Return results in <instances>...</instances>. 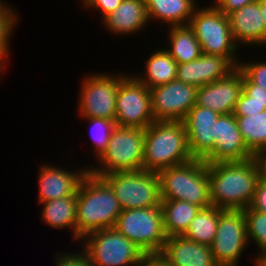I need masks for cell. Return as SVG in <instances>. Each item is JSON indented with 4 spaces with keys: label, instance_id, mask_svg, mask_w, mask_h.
Returning <instances> with one entry per match:
<instances>
[{
    "label": "cell",
    "instance_id": "cell-4",
    "mask_svg": "<svg viewBox=\"0 0 266 266\" xmlns=\"http://www.w3.org/2000/svg\"><path fill=\"white\" fill-rule=\"evenodd\" d=\"M158 174L161 200H182L200 208L211 205L208 165L205 160L192 159L162 169Z\"/></svg>",
    "mask_w": 266,
    "mask_h": 266
},
{
    "label": "cell",
    "instance_id": "cell-38",
    "mask_svg": "<svg viewBox=\"0 0 266 266\" xmlns=\"http://www.w3.org/2000/svg\"><path fill=\"white\" fill-rule=\"evenodd\" d=\"M249 207L266 214V179L261 176L257 182L256 191Z\"/></svg>",
    "mask_w": 266,
    "mask_h": 266
},
{
    "label": "cell",
    "instance_id": "cell-16",
    "mask_svg": "<svg viewBox=\"0 0 266 266\" xmlns=\"http://www.w3.org/2000/svg\"><path fill=\"white\" fill-rule=\"evenodd\" d=\"M252 157L255 155L246 147L233 113L220 115L217 119L214 151L205 162L243 161Z\"/></svg>",
    "mask_w": 266,
    "mask_h": 266
},
{
    "label": "cell",
    "instance_id": "cell-34",
    "mask_svg": "<svg viewBox=\"0 0 266 266\" xmlns=\"http://www.w3.org/2000/svg\"><path fill=\"white\" fill-rule=\"evenodd\" d=\"M55 266H93L88 253L83 249L79 253H62L56 255Z\"/></svg>",
    "mask_w": 266,
    "mask_h": 266
},
{
    "label": "cell",
    "instance_id": "cell-18",
    "mask_svg": "<svg viewBox=\"0 0 266 266\" xmlns=\"http://www.w3.org/2000/svg\"><path fill=\"white\" fill-rule=\"evenodd\" d=\"M234 42L240 46H266V25L260 13L259 0L244 5L228 15Z\"/></svg>",
    "mask_w": 266,
    "mask_h": 266
},
{
    "label": "cell",
    "instance_id": "cell-28",
    "mask_svg": "<svg viewBox=\"0 0 266 266\" xmlns=\"http://www.w3.org/2000/svg\"><path fill=\"white\" fill-rule=\"evenodd\" d=\"M235 68L224 56L202 53L196 59L197 87L220 80Z\"/></svg>",
    "mask_w": 266,
    "mask_h": 266
},
{
    "label": "cell",
    "instance_id": "cell-17",
    "mask_svg": "<svg viewBox=\"0 0 266 266\" xmlns=\"http://www.w3.org/2000/svg\"><path fill=\"white\" fill-rule=\"evenodd\" d=\"M50 164H41L39 169L38 203L73 196L77 193L83 177L88 173V167L75 172ZM65 169V170H64Z\"/></svg>",
    "mask_w": 266,
    "mask_h": 266
},
{
    "label": "cell",
    "instance_id": "cell-27",
    "mask_svg": "<svg viewBox=\"0 0 266 266\" xmlns=\"http://www.w3.org/2000/svg\"><path fill=\"white\" fill-rule=\"evenodd\" d=\"M246 147L256 155L266 149V110L249 116H235Z\"/></svg>",
    "mask_w": 266,
    "mask_h": 266
},
{
    "label": "cell",
    "instance_id": "cell-7",
    "mask_svg": "<svg viewBox=\"0 0 266 266\" xmlns=\"http://www.w3.org/2000/svg\"><path fill=\"white\" fill-rule=\"evenodd\" d=\"M122 210L161 206L160 179L148 170L116 171L103 175Z\"/></svg>",
    "mask_w": 266,
    "mask_h": 266
},
{
    "label": "cell",
    "instance_id": "cell-8",
    "mask_svg": "<svg viewBox=\"0 0 266 266\" xmlns=\"http://www.w3.org/2000/svg\"><path fill=\"white\" fill-rule=\"evenodd\" d=\"M114 228L145 254L161 252L168 238L161 206L123 210Z\"/></svg>",
    "mask_w": 266,
    "mask_h": 266
},
{
    "label": "cell",
    "instance_id": "cell-22",
    "mask_svg": "<svg viewBox=\"0 0 266 266\" xmlns=\"http://www.w3.org/2000/svg\"><path fill=\"white\" fill-rule=\"evenodd\" d=\"M41 203H43L42 221L55 229H72V239L77 240V193Z\"/></svg>",
    "mask_w": 266,
    "mask_h": 266
},
{
    "label": "cell",
    "instance_id": "cell-6",
    "mask_svg": "<svg viewBox=\"0 0 266 266\" xmlns=\"http://www.w3.org/2000/svg\"><path fill=\"white\" fill-rule=\"evenodd\" d=\"M144 140L145 129L116 126L106 150L97 159L99 168L90 166L89 172L102 177L116 171L143 169Z\"/></svg>",
    "mask_w": 266,
    "mask_h": 266
},
{
    "label": "cell",
    "instance_id": "cell-15",
    "mask_svg": "<svg viewBox=\"0 0 266 266\" xmlns=\"http://www.w3.org/2000/svg\"><path fill=\"white\" fill-rule=\"evenodd\" d=\"M243 91L242 71L236 67L224 78L198 87L195 105L220 115L233 113Z\"/></svg>",
    "mask_w": 266,
    "mask_h": 266
},
{
    "label": "cell",
    "instance_id": "cell-39",
    "mask_svg": "<svg viewBox=\"0 0 266 266\" xmlns=\"http://www.w3.org/2000/svg\"><path fill=\"white\" fill-rule=\"evenodd\" d=\"M256 0H214L215 6L225 15L240 9L244 5L254 3Z\"/></svg>",
    "mask_w": 266,
    "mask_h": 266
},
{
    "label": "cell",
    "instance_id": "cell-41",
    "mask_svg": "<svg viewBox=\"0 0 266 266\" xmlns=\"http://www.w3.org/2000/svg\"><path fill=\"white\" fill-rule=\"evenodd\" d=\"M255 158L259 165L260 176L266 179V149L259 151Z\"/></svg>",
    "mask_w": 266,
    "mask_h": 266
},
{
    "label": "cell",
    "instance_id": "cell-24",
    "mask_svg": "<svg viewBox=\"0 0 266 266\" xmlns=\"http://www.w3.org/2000/svg\"><path fill=\"white\" fill-rule=\"evenodd\" d=\"M200 209L199 206L182 200H161L167 236L183 235Z\"/></svg>",
    "mask_w": 266,
    "mask_h": 266
},
{
    "label": "cell",
    "instance_id": "cell-29",
    "mask_svg": "<svg viewBox=\"0 0 266 266\" xmlns=\"http://www.w3.org/2000/svg\"><path fill=\"white\" fill-rule=\"evenodd\" d=\"M246 219L247 239L259 249V253L266 252V214L247 207L243 210Z\"/></svg>",
    "mask_w": 266,
    "mask_h": 266
},
{
    "label": "cell",
    "instance_id": "cell-30",
    "mask_svg": "<svg viewBox=\"0 0 266 266\" xmlns=\"http://www.w3.org/2000/svg\"><path fill=\"white\" fill-rule=\"evenodd\" d=\"M91 124V139L93 140L94 154L96 159L99 158L106 150L111 133L116 127L115 120L105 118H84Z\"/></svg>",
    "mask_w": 266,
    "mask_h": 266
},
{
    "label": "cell",
    "instance_id": "cell-12",
    "mask_svg": "<svg viewBox=\"0 0 266 266\" xmlns=\"http://www.w3.org/2000/svg\"><path fill=\"white\" fill-rule=\"evenodd\" d=\"M249 246L243 210H223L210 248L219 266H237Z\"/></svg>",
    "mask_w": 266,
    "mask_h": 266
},
{
    "label": "cell",
    "instance_id": "cell-1",
    "mask_svg": "<svg viewBox=\"0 0 266 266\" xmlns=\"http://www.w3.org/2000/svg\"><path fill=\"white\" fill-rule=\"evenodd\" d=\"M207 165L211 205L224 210H244L250 206L260 177L255 157Z\"/></svg>",
    "mask_w": 266,
    "mask_h": 266
},
{
    "label": "cell",
    "instance_id": "cell-36",
    "mask_svg": "<svg viewBox=\"0 0 266 266\" xmlns=\"http://www.w3.org/2000/svg\"><path fill=\"white\" fill-rule=\"evenodd\" d=\"M82 1V0H81ZM123 0H83L85 8H91V10L101 11L103 20L107 15L113 12L117 7L120 6Z\"/></svg>",
    "mask_w": 266,
    "mask_h": 266
},
{
    "label": "cell",
    "instance_id": "cell-3",
    "mask_svg": "<svg viewBox=\"0 0 266 266\" xmlns=\"http://www.w3.org/2000/svg\"><path fill=\"white\" fill-rule=\"evenodd\" d=\"M192 159L182 121H155L145 129L143 170L158 173Z\"/></svg>",
    "mask_w": 266,
    "mask_h": 266
},
{
    "label": "cell",
    "instance_id": "cell-42",
    "mask_svg": "<svg viewBox=\"0 0 266 266\" xmlns=\"http://www.w3.org/2000/svg\"><path fill=\"white\" fill-rule=\"evenodd\" d=\"M255 266H266V252L259 253L255 260H254Z\"/></svg>",
    "mask_w": 266,
    "mask_h": 266
},
{
    "label": "cell",
    "instance_id": "cell-40",
    "mask_svg": "<svg viewBox=\"0 0 266 266\" xmlns=\"http://www.w3.org/2000/svg\"><path fill=\"white\" fill-rule=\"evenodd\" d=\"M141 266H175L160 252L145 254Z\"/></svg>",
    "mask_w": 266,
    "mask_h": 266
},
{
    "label": "cell",
    "instance_id": "cell-23",
    "mask_svg": "<svg viewBox=\"0 0 266 266\" xmlns=\"http://www.w3.org/2000/svg\"><path fill=\"white\" fill-rule=\"evenodd\" d=\"M177 62L162 48L152 53L146 61L144 75H133L149 89L176 80Z\"/></svg>",
    "mask_w": 266,
    "mask_h": 266
},
{
    "label": "cell",
    "instance_id": "cell-26",
    "mask_svg": "<svg viewBox=\"0 0 266 266\" xmlns=\"http://www.w3.org/2000/svg\"><path fill=\"white\" fill-rule=\"evenodd\" d=\"M223 210L213 205L201 208L183 236L199 244L210 246L215 239L219 216Z\"/></svg>",
    "mask_w": 266,
    "mask_h": 266
},
{
    "label": "cell",
    "instance_id": "cell-11",
    "mask_svg": "<svg viewBox=\"0 0 266 266\" xmlns=\"http://www.w3.org/2000/svg\"><path fill=\"white\" fill-rule=\"evenodd\" d=\"M115 106L116 126L146 129L155 122L151 110L150 89L131 74L121 80Z\"/></svg>",
    "mask_w": 266,
    "mask_h": 266
},
{
    "label": "cell",
    "instance_id": "cell-25",
    "mask_svg": "<svg viewBox=\"0 0 266 266\" xmlns=\"http://www.w3.org/2000/svg\"><path fill=\"white\" fill-rule=\"evenodd\" d=\"M169 29V44L164 48L177 62L183 64L197 59L202 54V49L193 30L188 25L171 26Z\"/></svg>",
    "mask_w": 266,
    "mask_h": 266
},
{
    "label": "cell",
    "instance_id": "cell-33",
    "mask_svg": "<svg viewBox=\"0 0 266 266\" xmlns=\"http://www.w3.org/2000/svg\"><path fill=\"white\" fill-rule=\"evenodd\" d=\"M266 110V104H256L243 91L233 111L234 116H251Z\"/></svg>",
    "mask_w": 266,
    "mask_h": 266
},
{
    "label": "cell",
    "instance_id": "cell-10",
    "mask_svg": "<svg viewBox=\"0 0 266 266\" xmlns=\"http://www.w3.org/2000/svg\"><path fill=\"white\" fill-rule=\"evenodd\" d=\"M124 73L111 75L94 73L81 80L79 114L83 118H105L115 120L116 95Z\"/></svg>",
    "mask_w": 266,
    "mask_h": 266
},
{
    "label": "cell",
    "instance_id": "cell-13",
    "mask_svg": "<svg viewBox=\"0 0 266 266\" xmlns=\"http://www.w3.org/2000/svg\"><path fill=\"white\" fill-rule=\"evenodd\" d=\"M198 87L173 80L150 89L155 121H183L196 103Z\"/></svg>",
    "mask_w": 266,
    "mask_h": 266
},
{
    "label": "cell",
    "instance_id": "cell-19",
    "mask_svg": "<svg viewBox=\"0 0 266 266\" xmlns=\"http://www.w3.org/2000/svg\"><path fill=\"white\" fill-rule=\"evenodd\" d=\"M160 253L175 266H219L210 246L183 235L168 237Z\"/></svg>",
    "mask_w": 266,
    "mask_h": 266
},
{
    "label": "cell",
    "instance_id": "cell-31",
    "mask_svg": "<svg viewBox=\"0 0 266 266\" xmlns=\"http://www.w3.org/2000/svg\"><path fill=\"white\" fill-rule=\"evenodd\" d=\"M0 0V54L8 60L10 57V38L19 18L17 12Z\"/></svg>",
    "mask_w": 266,
    "mask_h": 266
},
{
    "label": "cell",
    "instance_id": "cell-2",
    "mask_svg": "<svg viewBox=\"0 0 266 266\" xmlns=\"http://www.w3.org/2000/svg\"><path fill=\"white\" fill-rule=\"evenodd\" d=\"M122 211L110 185L88 171L77 191L78 242L94 231L114 227Z\"/></svg>",
    "mask_w": 266,
    "mask_h": 266
},
{
    "label": "cell",
    "instance_id": "cell-5",
    "mask_svg": "<svg viewBox=\"0 0 266 266\" xmlns=\"http://www.w3.org/2000/svg\"><path fill=\"white\" fill-rule=\"evenodd\" d=\"M212 5L196 7L188 26L193 30L202 53L224 56L238 67L240 61L235 56L240 48L234 42L228 16Z\"/></svg>",
    "mask_w": 266,
    "mask_h": 266
},
{
    "label": "cell",
    "instance_id": "cell-32",
    "mask_svg": "<svg viewBox=\"0 0 266 266\" xmlns=\"http://www.w3.org/2000/svg\"><path fill=\"white\" fill-rule=\"evenodd\" d=\"M248 62L240 60L238 68L252 83L266 89V61Z\"/></svg>",
    "mask_w": 266,
    "mask_h": 266
},
{
    "label": "cell",
    "instance_id": "cell-9",
    "mask_svg": "<svg viewBox=\"0 0 266 266\" xmlns=\"http://www.w3.org/2000/svg\"><path fill=\"white\" fill-rule=\"evenodd\" d=\"M82 241L93 266H141L145 255L114 227L94 231Z\"/></svg>",
    "mask_w": 266,
    "mask_h": 266
},
{
    "label": "cell",
    "instance_id": "cell-14",
    "mask_svg": "<svg viewBox=\"0 0 266 266\" xmlns=\"http://www.w3.org/2000/svg\"><path fill=\"white\" fill-rule=\"evenodd\" d=\"M219 116L209 108L194 105L183 119L189 150L194 159L205 160L214 151Z\"/></svg>",
    "mask_w": 266,
    "mask_h": 266
},
{
    "label": "cell",
    "instance_id": "cell-20",
    "mask_svg": "<svg viewBox=\"0 0 266 266\" xmlns=\"http://www.w3.org/2000/svg\"><path fill=\"white\" fill-rule=\"evenodd\" d=\"M103 27L118 35L139 33L149 23L145 0H123L103 20ZM143 28V29H142Z\"/></svg>",
    "mask_w": 266,
    "mask_h": 266
},
{
    "label": "cell",
    "instance_id": "cell-44",
    "mask_svg": "<svg viewBox=\"0 0 266 266\" xmlns=\"http://www.w3.org/2000/svg\"><path fill=\"white\" fill-rule=\"evenodd\" d=\"M6 59L0 54V76H2V72H3V68H5V64L7 63V61H5Z\"/></svg>",
    "mask_w": 266,
    "mask_h": 266
},
{
    "label": "cell",
    "instance_id": "cell-21",
    "mask_svg": "<svg viewBox=\"0 0 266 266\" xmlns=\"http://www.w3.org/2000/svg\"><path fill=\"white\" fill-rule=\"evenodd\" d=\"M197 0H145L148 20L156 19L171 26L188 25L198 6Z\"/></svg>",
    "mask_w": 266,
    "mask_h": 266
},
{
    "label": "cell",
    "instance_id": "cell-43",
    "mask_svg": "<svg viewBox=\"0 0 266 266\" xmlns=\"http://www.w3.org/2000/svg\"><path fill=\"white\" fill-rule=\"evenodd\" d=\"M260 13H262L263 21L266 25V0H259Z\"/></svg>",
    "mask_w": 266,
    "mask_h": 266
},
{
    "label": "cell",
    "instance_id": "cell-35",
    "mask_svg": "<svg viewBox=\"0 0 266 266\" xmlns=\"http://www.w3.org/2000/svg\"><path fill=\"white\" fill-rule=\"evenodd\" d=\"M176 80L197 87L196 59L177 65Z\"/></svg>",
    "mask_w": 266,
    "mask_h": 266
},
{
    "label": "cell",
    "instance_id": "cell-37",
    "mask_svg": "<svg viewBox=\"0 0 266 266\" xmlns=\"http://www.w3.org/2000/svg\"><path fill=\"white\" fill-rule=\"evenodd\" d=\"M243 92L256 104H266V89L252 83L243 73Z\"/></svg>",
    "mask_w": 266,
    "mask_h": 266
}]
</instances>
